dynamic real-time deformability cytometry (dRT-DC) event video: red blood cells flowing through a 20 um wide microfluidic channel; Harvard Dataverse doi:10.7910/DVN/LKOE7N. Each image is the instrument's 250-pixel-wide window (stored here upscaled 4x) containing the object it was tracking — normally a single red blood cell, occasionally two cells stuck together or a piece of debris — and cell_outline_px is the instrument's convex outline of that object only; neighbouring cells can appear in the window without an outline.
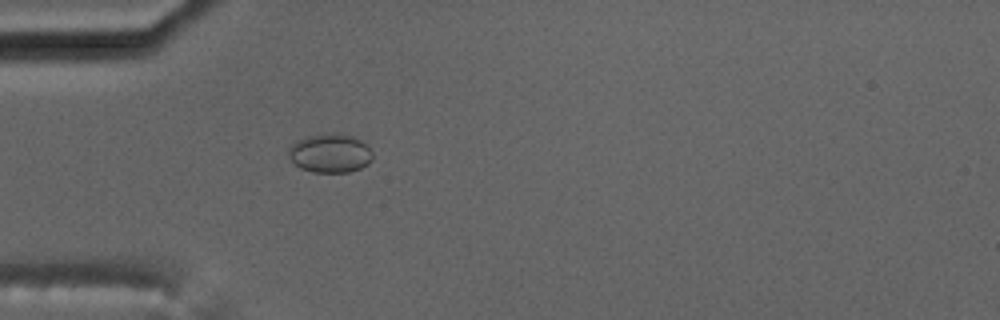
{"species": "common noctule bat (a hibernating species)", "species_latin": "Nyctalus noctula", "temperature_condition": "cold", "stored_images_in_passage": 1, "camera_frame_rate_fps": 3000, "um_per_image_px": 0.085, "animal": {"sex": "male", "body_mass_g": 17.5, "forearm_length_mm": 52.3}, "frame": {"image": 1, "passage_image": 1, "time_ms": 0.0, "image_size_px": [1000, 320], "cell_outline_px": [[372, 160], [368, 164], [360, 168], [348, 172], [312, 172], [300, 168], [288, 156], [288, 148], [296, 140], [304, 136], [332, 132], [340, 132], [352, 136], [368, 144], [372, 152]], "centroid_in_image_um": [28.06, 12.99], "position_along_channel_um": 56.9, "area_um2": 19.42}}